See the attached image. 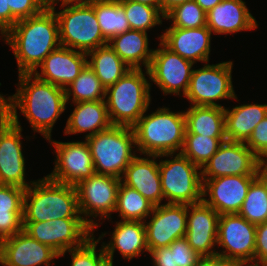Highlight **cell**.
<instances>
[{
    "instance_id": "obj_50",
    "label": "cell",
    "mask_w": 267,
    "mask_h": 266,
    "mask_svg": "<svg viewBox=\"0 0 267 266\" xmlns=\"http://www.w3.org/2000/svg\"><path fill=\"white\" fill-rule=\"evenodd\" d=\"M132 1L139 2V3H142V4H146V5H149V6H152V7H156L162 12V2H161V0H132Z\"/></svg>"
},
{
    "instance_id": "obj_35",
    "label": "cell",
    "mask_w": 267,
    "mask_h": 266,
    "mask_svg": "<svg viewBox=\"0 0 267 266\" xmlns=\"http://www.w3.org/2000/svg\"><path fill=\"white\" fill-rule=\"evenodd\" d=\"M106 88L87 64L74 81L65 88L66 103L105 100ZM72 97V98H71Z\"/></svg>"
},
{
    "instance_id": "obj_44",
    "label": "cell",
    "mask_w": 267,
    "mask_h": 266,
    "mask_svg": "<svg viewBox=\"0 0 267 266\" xmlns=\"http://www.w3.org/2000/svg\"><path fill=\"white\" fill-rule=\"evenodd\" d=\"M11 29V11L6 9V0H0V37Z\"/></svg>"
},
{
    "instance_id": "obj_34",
    "label": "cell",
    "mask_w": 267,
    "mask_h": 266,
    "mask_svg": "<svg viewBox=\"0 0 267 266\" xmlns=\"http://www.w3.org/2000/svg\"><path fill=\"white\" fill-rule=\"evenodd\" d=\"M238 214L255 225L267 220V175L263 171L251 182Z\"/></svg>"
},
{
    "instance_id": "obj_38",
    "label": "cell",
    "mask_w": 267,
    "mask_h": 266,
    "mask_svg": "<svg viewBox=\"0 0 267 266\" xmlns=\"http://www.w3.org/2000/svg\"><path fill=\"white\" fill-rule=\"evenodd\" d=\"M124 7L126 18L131 29L146 32L154 26L161 25L165 15L156 7L135 2L119 0ZM162 17V18H161Z\"/></svg>"
},
{
    "instance_id": "obj_47",
    "label": "cell",
    "mask_w": 267,
    "mask_h": 266,
    "mask_svg": "<svg viewBox=\"0 0 267 266\" xmlns=\"http://www.w3.org/2000/svg\"><path fill=\"white\" fill-rule=\"evenodd\" d=\"M8 120V106L5 95L0 94V127Z\"/></svg>"
},
{
    "instance_id": "obj_25",
    "label": "cell",
    "mask_w": 267,
    "mask_h": 266,
    "mask_svg": "<svg viewBox=\"0 0 267 266\" xmlns=\"http://www.w3.org/2000/svg\"><path fill=\"white\" fill-rule=\"evenodd\" d=\"M115 224L109 243L102 242L108 261L114 262L116 250L129 261L135 257L138 258L144 252L149 253L143 221L120 220Z\"/></svg>"
},
{
    "instance_id": "obj_53",
    "label": "cell",
    "mask_w": 267,
    "mask_h": 266,
    "mask_svg": "<svg viewBox=\"0 0 267 266\" xmlns=\"http://www.w3.org/2000/svg\"><path fill=\"white\" fill-rule=\"evenodd\" d=\"M259 266H267V260L261 263Z\"/></svg>"
},
{
    "instance_id": "obj_3",
    "label": "cell",
    "mask_w": 267,
    "mask_h": 266,
    "mask_svg": "<svg viewBox=\"0 0 267 266\" xmlns=\"http://www.w3.org/2000/svg\"><path fill=\"white\" fill-rule=\"evenodd\" d=\"M132 128L141 156L180 153L186 132L184 111L158 107L151 114L145 112Z\"/></svg>"
},
{
    "instance_id": "obj_28",
    "label": "cell",
    "mask_w": 267,
    "mask_h": 266,
    "mask_svg": "<svg viewBox=\"0 0 267 266\" xmlns=\"http://www.w3.org/2000/svg\"><path fill=\"white\" fill-rule=\"evenodd\" d=\"M148 33L130 29L108 41V45L131 68L148 70L154 49L149 48Z\"/></svg>"
},
{
    "instance_id": "obj_18",
    "label": "cell",
    "mask_w": 267,
    "mask_h": 266,
    "mask_svg": "<svg viewBox=\"0 0 267 266\" xmlns=\"http://www.w3.org/2000/svg\"><path fill=\"white\" fill-rule=\"evenodd\" d=\"M257 176L228 175L202 180V201L211 206L219 215L238 213L251 182Z\"/></svg>"
},
{
    "instance_id": "obj_14",
    "label": "cell",
    "mask_w": 267,
    "mask_h": 266,
    "mask_svg": "<svg viewBox=\"0 0 267 266\" xmlns=\"http://www.w3.org/2000/svg\"><path fill=\"white\" fill-rule=\"evenodd\" d=\"M158 47L154 49L148 68L150 82H154L164 95L181 96L183 93L184 97L189 87L194 63L171 51L161 41Z\"/></svg>"
},
{
    "instance_id": "obj_36",
    "label": "cell",
    "mask_w": 267,
    "mask_h": 266,
    "mask_svg": "<svg viewBox=\"0 0 267 266\" xmlns=\"http://www.w3.org/2000/svg\"><path fill=\"white\" fill-rule=\"evenodd\" d=\"M149 254L152 266H196L202 258L185 237L176 239L169 247L151 249Z\"/></svg>"
},
{
    "instance_id": "obj_37",
    "label": "cell",
    "mask_w": 267,
    "mask_h": 266,
    "mask_svg": "<svg viewBox=\"0 0 267 266\" xmlns=\"http://www.w3.org/2000/svg\"><path fill=\"white\" fill-rule=\"evenodd\" d=\"M225 141H227L226 137H208L185 133L184 144L180 153L202 169Z\"/></svg>"
},
{
    "instance_id": "obj_7",
    "label": "cell",
    "mask_w": 267,
    "mask_h": 266,
    "mask_svg": "<svg viewBox=\"0 0 267 266\" xmlns=\"http://www.w3.org/2000/svg\"><path fill=\"white\" fill-rule=\"evenodd\" d=\"M159 157H169L159 161L161 188L166 203L190 205L201 202V168L181 153L161 154Z\"/></svg>"
},
{
    "instance_id": "obj_4",
    "label": "cell",
    "mask_w": 267,
    "mask_h": 266,
    "mask_svg": "<svg viewBox=\"0 0 267 266\" xmlns=\"http://www.w3.org/2000/svg\"><path fill=\"white\" fill-rule=\"evenodd\" d=\"M60 218H83L78 209L75 186L55 182L47 176L34 180L24 192L23 222Z\"/></svg>"
},
{
    "instance_id": "obj_24",
    "label": "cell",
    "mask_w": 267,
    "mask_h": 266,
    "mask_svg": "<svg viewBox=\"0 0 267 266\" xmlns=\"http://www.w3.org/2000/svg\"><path fill=\"white\" fill-rule=\"evenodd\" d=\"M207 27L215 35L257 29L258 23L244 0H222L206 13Z\"/></svg>"
},
{
    "instance_id": "obj_33",
    "label": "cell",
    "mask_w": 267,
    "mask_h": 266,
    "mask_svg": "<svg viewBox=\"0 0 267 266\" xmlns=\"http://www.w3.org/2000/svg\"><path fill=\"white\" fill-rule=\"evenodd\" d=\"M155 205L137 190L122 183L119 185L115 212L124 221H143L153 212Z\"/></svg>"
},
{
    "instance_id": "obj_51",
    "label": "cell",
    "mask_w": 267,
    "mask_h": 266,
    "mask_svg": "<svg viewBox=\"0 0 267 266\" xmlns=\"http://www.w3.org/2000/svg\"><path fill=\"white\" fill-rule=\"evenodd\" d=\"M263 172L267 175V158L262 163Z\"/></svg>"
},
{
    "instance_id": "obj_8",
    "label": "cell",
    "mask_w": 267,
    "mask_h": 266,
    "mask_svg": "<svg viewBox=\"0 0 267 266\" xmlns=\"http://www.w3.org/2000/svg\"><path fill=\"white\" fill-rule=\"evenodd\" d=\"M50 7L58 20L61 46L88 53L108 44L98 24L93 3L61 5L62 10L58 12L55 6Z\"/></svg>"
},
{
    "instance_id": "obj_29",
    "label": "cell",
    "mask_w": 267,
    "mask_h": 266,
    "mask_svg": "<svg viewBox=\"0 0 267 266\" xmlns=\"http://www.w3.org/2000/svg\"><path fill=\"white\" fill-rule=\"evenodd\" d=\"M25 189L0 184V241L23 230V198Z\"/></svg>"
},
{
    "instance_id": "obj_20",
    "label": "cell",
    "mask_w": 267,
    "mask_h": 266,
    "mask_svg": "<svg viewBox=\"0 0 267 266\" xmlns=\"http://www.w3.org/2000/svg\"><path fill=\"white\" fill-rule=\"evenodd\" d=\"M219 214L203 201L187 205V230L185 238L201 257L217 256V231Z\"/></svg>"
},
{
    "instance_id": "obj_39",
    "label": "cell",
    "mask_w": 267,
    "mask_h": 266,
    "mask_svg": "<svg viewBox=\"0 0 267 266\" xmlns=\"http://www.w3.org/2000/svg\"><path fill=\"white\" fill-rule=\"evenodd\" d=\"M164 20H172L171 26L176 28H200L207 25L206 12L195 2L186 1L175 6L166 15Z\"/></svg>"
},
{
    "instance_id": "obj_16",
    "label": "cell",
    "mask_w": 267,
    "mask_h": 266,
    "mask_svg": "<svg viewBox=\"0 0 267 266\" xmlns=\"http://www.w3.org/2000/svg\"><path fill=\"white\" fill-rule=\"evenodd\" d=\"M261 161L243 142L225 141L201 169L202 180L228 175H259Z\"/></svg>"
},
{
    "instance_id": "obj_32",
    "label": "cell",
    "mask_w": 267,
    "mask_h": 266,
    "mask_svg": "<svg viewBox=\"0 0 267 266\" xmlns=\"http://www.w3.org/2000/svg\"><path fill=\"white\" fill-rule=\"evenodd\" d=\"M93 8L106 41L131 29L119 0H96Z\"/></svg>"
},
{
    "instance_id": "obj_52",
    "label": "cell",
    "mask_w": 267,
    "mask_h": 266,
    "mask_svg": "<svg viewBox=\"0 0 267 266\" xmlns=\"http://www.w3.org/2000/svg\"><path fill=\"white\" fill-rule=\"evenodd\" d=\"M102 266H114V264L113 262L107 260Z\"/></svg>"
},
{
    "instance_id": "obj_27",
    "label": "cell",
    "mask_w": 267,
    "mask_h": 266,
    "mask_svg": "<svg viewBox=\"0 0 267 266\" xmlns=\"http://www.w3.org/2000/svg\"><path fill=\"white\" fill-rule=\"evenodd\" d=\"M227 141L246 143L256 125L267 116V104L248 103L224 108Z\"/></svg>"
},
{
    "instance_id": "obj_2",
    "label": "cell",
    "mask_w": 267,
    "mask_h": 266,
    "mask_svg": "<svg viewBox=\"0 0 267 266\" xmlns=\"http://www.w3.org/2000/svg\"><path fill=\"white\" fill-rule=\"evenodd\" d=\"M2 38L14 53L18 74L33 73L60 46L54 10L48 5L40 13L18 20Z\"/></svg>"
},
{
    "instance_id": "obj_11",
    "label": "cell",
    "mask_w": 267,
    "mask_h": 266,
    "mask_svg": "<svg viewBox=\"0 0 267 266\" xmlns=\"http://www.w3.org/2000/svg\"><path fill=\"white\" fill-rule=\"evenodd\" d=\"M120 183L119 178L94 173L75 185L79 212L93 232L100 225L97 217L101 220H112L111 215L116 207Z\"/></svg>"
},
{
    "instance_id": "obj_6",
    "label": "cell",
    "mask_w": 267,
    "mask_h": 266,
    "mask_svg": "<svg viewBox=\"0 0 267 266\" xmlns=\"http://www.w3.org/2000/svg\"><path fill=\"white\" fill-rule=\"evenodd\" d=\"M89 144L97 174L121 179L125 168L137 156L132 127L111 126L85 139Z\"/></svg>"
},
{
    "instance_id": "obj_26",
    "label": "cell",
    "mask_w": 267,
    "mask_h": 266,
    "mask_svg": "<svg viewBox=\"0 0 267 266\" xmlns=\"http://www.w3.org/2000/svg\"><path fill=\"white\" fill-rule=\"evenodd\" d=\"M73 104L75 108L66 121V126L64 128L65 135L86 132L85 139H87L112 126L108 117L105 100L72 103V105Z\"/></svg>"
},
{
    "instance_id": "obj_19",
    "label": "cell",
    "mask_w": 267,
    "mask_h": 266,
    "mask_svg": "<svg viewBox=\"0 0 267 266\" xmlns=\"http://www.w3.org/2000/svg\"><path fill=\"white\" fill-rule=\"evenodd\" d=\"M56 258L60 257L55 250L24 230L0 241V266H50Z\"/></svg>"
},
{
    "instance_id": "obj_21",
    "label": "cell",
    "mask_w": 267,
    "mask_h": 266,
    "mask_svg": "<svg viewBox=\"0 0 267 266\" xmlns=\"http://www.w3.org/2000/svg\"><path fill=\"white\" fill-rule=\"evenodd\" d=\"M86 65L87 53L60 45L44 58L33 74L43 81L65 89Z\"/></svg>"
},
{
    "instance_id": "obj_45",
    "label": "cell",
    "mask_w": 267,
    "mask_h": 266,
    "mask_svg": "<svg viewBox=\"0 0 267 266\" xmlns=\"http://www.w3.org/2000/svg\"><path fill=\"white\" fill-rule=\"evenodd\" d=\"M196 266H235L233 263L218 256L202 257Z\"/></svg>"
},
{
    "instance_id": "obj_12",
    "label": "cell",
    "mask_w": 267,
    "mask_h": 266,
    "mask_svg": "<svg viewBox=\"0 0 267 266\" xmlns=\"http://www.w3.org/2000/svg\"><path fill=\"white\" fill-rule=\"evenodd\" d=\"M23 230L33 239L50 246L59 255L82 246L94 235L83 218H60L43 222H23Z\"/></svg>"
},
{
    "instance_id": "obj_5",
    "label": "cell",
    "mask_w": 267,
    "mask_h": 266,
    "mask_svg": "<svg viewBox=\"0 0 267 266\" xmlns=\"http://www.w3.org/2000/svg\"><path fill=\"white\" fill-rule=\"evenodd\" d=\"M144 72L129 69L115 84L106 88L105 103L112 126L133 127L148 112L152 84L147 80L150 79L148 70Z\"/></svg>"
},
{
    "instance_id": "obj_9",
    "label": "cell",
    "mask_w": 267,
    "mask_h": 266,
    "mask_svg": "<svg viewBox=\"0 0 267 266\" xmlns=\"http://www.w3.org/2000/svg\"><path fill=\"white\" fill-rule=\"evenodd\" d=\"M232 69V61L205 63L203 67L193 69L184 98H187L190 105L225 108L217 102L223 99H238L232 83Z\"/></svg>"
},
{
    "instance_id": "obj_23",
    "label": "cell",
    "mask_w": 267,
    "mask_h": 266,
    "mask_svg": "<svg viewBox=\"0 0 267 266\" xmlns=\"http://www.w3.org/2000/svg\"><path fill=\"white\" fill-rule=\"evenodd\" d=\"M146 156V157H145ZM136 156L125 168L121 183L137 190L155 206L162 205L159 155Z\"/></svg>"
},
{
    "instance_id": "obj_22",
    "label": "cell",
    "mask_w": 267,
    "mask_h": 266,
    "mask_svg": "<svg viewBox=\"0 0 267 266\" xmlns=\"http://www.w3.org/2000/svg\"><path fill=\"white\" fill-rule=\"evenodd\" d=\"M212 34L207 26L189 29L167 27L157 39L171 51L194 64L209 63Z\"/></svg>"
},
{
    "instance_id": "obj_42",
    "label": "cell",
    "mask_w": 267,
    "mask_h": 266,
    "mask_svg": "<svg viewBox=\"0 0 267 266\" xmlns=\"http://www.w3.org/2000/svg\"><path fill=\"white\" fill-rule=\"evenodd\" d=\"M245 144L261 161L267 158V116L256 125Z\"/></svg>"
},
{
    "instance_id": "obj_30",
    "label": "cell",
    "mask_w": 267,
    "mask_h": 266,
    "mask_svg": "<svg viewBox=\"0 0 267 266\" xmlns=\"http://www.w3.org/2000/svg\"><path fill=\"white\" fill-rule=\"evenodd\" d=\"M186 132L208 137H226L223 107L190 105L184 111Z\"/></svg>"
},
{
    "instance_id": "obj_41",
    "label": "cell",
    "mask_w": 267,
    "mask_h": 266,
    "mask_svg": "<svg viewBox=\"0 0 267 266\" xmlns=\"http://www.w3.org/2000/svg\"><path fill=\"white\" fill-rule=\"evenodd\" d=\"M47 6V0H6V9L11 11V28L18 20L34 16Z\"/></svg>"
},
{
    "instance_id": "obj_15",
    "label": "cell",
    "mask_w": 267,
    "mask_h": 266,
    "mask_svg": "<svg viewBox=\"0 0 267 266\" xmlns=\"http://www.w3.org/2000/svg\"><path fill=\"white\" fill-rule=\"evenodd\" d=\"M55 147L56 159L53 171L46 175L49 179L76 185L79 181L92 176L94 163L89 144L84 141L60 142L47 139Z\"/></svg>"
},
{
    "instance_id": "obj_48",
    "label": "cell",
    "mask_w": 267,
    "mask_h": 266,
    "mask_svg": "<svg viewBox=\"0 0 267 266\" xmlns=\"http://www.w3.org/2000/svg\"><path fill=\"white\" fill-rule=\"evenodd\" d=\"M190 0H161L162 2V13L166 15L175 6L182 4Z\"/></svg>"
},
{
    "instance_id": "obj_17",
    "label": "cell",
    "mask_w": 267,
    "mask_h": 266,
    "mask_svg": "<svg viewBox=\"0 0 267 266\" xmlns=\"http://www.w3.org/2000/svg\"><path fill=\"white\" fill-rule=\"evenodd\" d=\"M144 222L148 250L169 247L183 238L187 230V205L167 204L155 206Z\"/></svg>"
},
{
    "instance_id": "obj_10",
    "label": "cell",
    "mask_w": 267,
    "mask_h": 266,
    "mask_svg": "<svg viewBox=\"0 0 267 266\" xmlns=\"http://www.w3.org/2000/svg\"><path fill=\"white\" fill-rule=\"evenodd\" d=\"M256 225L238 213L221 214L218 220L217 256L235 266H255Z\"/></svg>"
},
{
    "instance_id": "obj_49",
    "label": "cell",
    "mask_w": 267,
    "mask_h": 266,
    "mask_svg": "<svg viewBox=\"0 0 267 266\" xmlns=\"http://www.w3.org/2000/svg\"><path fill=\"white\" fill-rule=\"evenodd\" d=\"M222 0H195V2L207 13Z\"/></svg>"
},
{
    "instance_id": "obj_31",
    "label": "cell",
    "mask_w": 267,
    "mask_h": 266,
    "mask_svg": "<svg viewBox=\"0 0 267 266\" xmlns=\"http://www.w3.org/2000/svg\"><path fill=\"white\" fill-rule=\"evenodd\" d=\"M87 64L105 88L115 84L131 69L108 44L89 51Z\"/></svg>"
},
{
    "instance_id": "obj_13",
    "label": "cell",
    "mask_w": 267,
    "mask_h": 266,
    "mask_svg": "<svg viewBox=\"0 0 267 266\" xmlns=\"http://www.w3.org/2000/svg\"><path fill=\"white\" fill-rule=\"evenodd\" d=\"M22 126L17 111H8V120L0 127V184L27 189L26 160L23 154ZM22 138V139H21Z\"/></svg>"
},
{
    "instance_id": "obj_46",
    "label": "cell",
    "mask_w": 267,
    "mask_h": 266,
    "mask_svg": "<svg viewBox=\"0 0 267 266\" xmlns=\"http://www.w3.org/2000/svg\"><path fill=\"white\" fill-rule=\"evenodd\" d=\"M96 0H47L49 6H56L59 2L61 5H80L91 4Z\"/></svg>"
},
{
    "instance_id": "obj_43",
    "label": "cell",
    "mask_w": 267,
    "mask_h": 266,
    "mask_svg": "<svg viewBox=\"0 0 267 266\" xmlns=\"http://www.w3.org/2000/svg\"><path fill=\"white\" fill-rule=\"evenodd\" d=\"M267 260V220L256 225L255 266Z\"/></svg>"
},
{
    "instance_id": "obj_1",
    "label": "cell",
    "mask_w": 267,
    "mask_h": 266,
    "mask_svg": "<svg viewBox=\"0 0 267 266\" xmlns=\"http://www.w3.org/2000/svg\"><path fill=\"white\" fill-rule=\"evenodd\" d=\"M18 79L15 94L5 98L8 111L19 109L34 133H41L47 141L67 107L65 89L43 81L33 73H20Z\"/></svg>"
},
{
    "instance_id": "obj_40",
    "label": "cell",
    "mask_w": 267,
    "mask_h": 266,
    "mask_svg": "<svg viewBox=\"0 0 267 266\" xmlns=\"http://www.w3.org/2000/svg\"><path fill=\"white\" fill-rule=\"evenodd\" d=\"M106 234L102 232L97 239L93 235L82 246L66 250L59 257H64L66 252L70 253L72 259L70 266H102L107 261V257L102 244L99 249L97 247Z\"/></svg>"
}]
</instances>
